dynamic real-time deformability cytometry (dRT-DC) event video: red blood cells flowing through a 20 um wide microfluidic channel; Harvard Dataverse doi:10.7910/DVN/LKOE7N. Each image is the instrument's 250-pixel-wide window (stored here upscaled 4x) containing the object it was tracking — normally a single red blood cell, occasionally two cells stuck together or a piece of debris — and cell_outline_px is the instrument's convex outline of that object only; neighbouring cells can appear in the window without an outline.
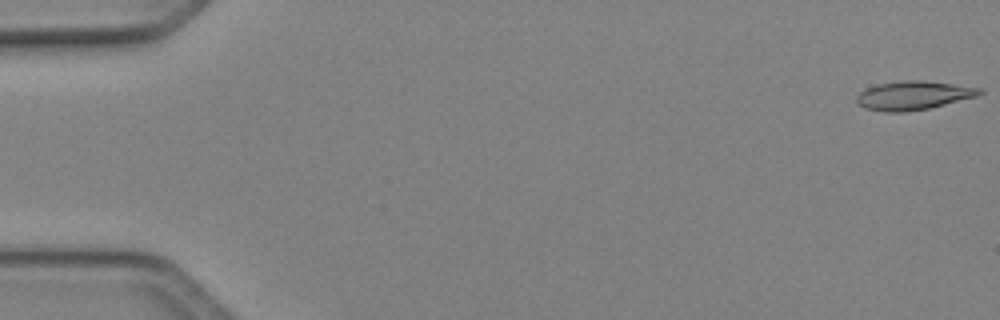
{"species": "Egyptian fruit bat (a non-hibernating species)", "species_latin": "Rousettus aegyptiacus", "temperature_condition": "cold", "stored_images_in_passage": 9, "camera_frame_rate_fps": 3000, "um_per_image_px": 0.085, "animal": {"sex": "female"}, "frame": {"image": 1, "passage_image": 1, "time_ms": 0.0, "image_size_px": [1000, 320], "cell_outline_px": [[984, 92], [976, 96], [928, 108], [908, 112], [884, 112], [864, 108], [856, 104], [856, 96], [860, 92], [868, 88], [880, 84], [904, 80], [924, 80], [984, 88]], "centroid_in_image_um": [77.63, 8.11], "position_along_channel_um": 7.4, "area_um2": 20.58}}